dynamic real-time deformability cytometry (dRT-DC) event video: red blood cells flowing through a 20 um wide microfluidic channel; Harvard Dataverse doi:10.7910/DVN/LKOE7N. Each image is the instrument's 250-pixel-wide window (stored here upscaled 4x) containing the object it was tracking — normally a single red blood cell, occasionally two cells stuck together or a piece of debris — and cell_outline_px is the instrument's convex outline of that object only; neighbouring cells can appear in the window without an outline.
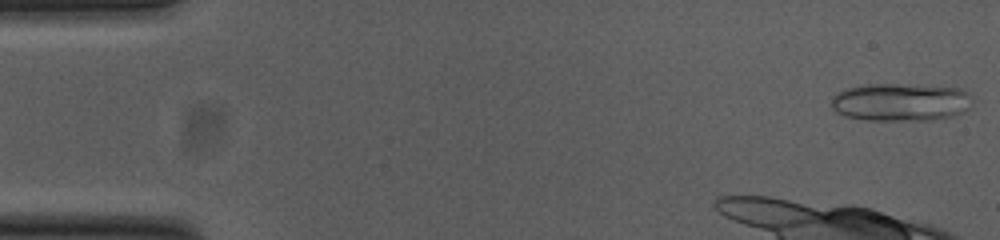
{"species": "common noctule bat (a hibernating species)", "species_latin": "Nyctalus noctula", "temperature_condition": "cold", "stored_images_in_passage": 15, "camera_frame_rate_fps": 3000, "um_per_image_px": 0.085, "animal": {"sex": "female", "body_mass_g": 23.0, "forearm_length_mm": 53.4}, "frame": {"image": 1, "passage_image": 1, "time_ms": 0.0, "image_size_px": [1000, 240], "cell_outline_px": [[972, 108], [964, 112], [952, 116], [932, 120], [868, 120], [844, 116], [836, 112], [832, 108], [832, 96], [848, 88], [872, 84], [896, 84], [960, 88], [972, 96]], "centroid_in_image_um": [76.6, 8.69], "position_along_channel_um": 8.4, "area_um2": 31.15}}